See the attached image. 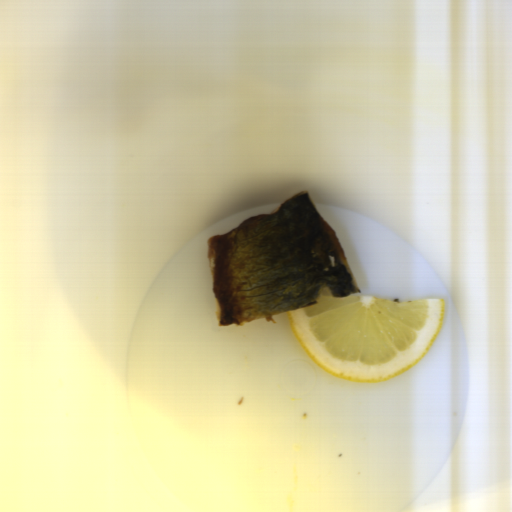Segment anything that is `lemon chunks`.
Returning <instances> with one entry per match:
<instances>
[{
  "mask_svg": "<svg viewBox=\"0 0 512 512\" xmlns=\"http://www.w3.org/2000/svg\"><path fill=\"white\" fill-rule=\"evenodd\" d=\"M445 308L443 299L394 302L321 290L315 303L286 315L314 364L332 377L375 384L395 379L425 357L440 335Z\"/></svg>",
  "mask_w": 512,
  "mask_h": 512,
  "instance_id": "e0be4373",
  "label": "lemon chunks"
}]
</instances>
